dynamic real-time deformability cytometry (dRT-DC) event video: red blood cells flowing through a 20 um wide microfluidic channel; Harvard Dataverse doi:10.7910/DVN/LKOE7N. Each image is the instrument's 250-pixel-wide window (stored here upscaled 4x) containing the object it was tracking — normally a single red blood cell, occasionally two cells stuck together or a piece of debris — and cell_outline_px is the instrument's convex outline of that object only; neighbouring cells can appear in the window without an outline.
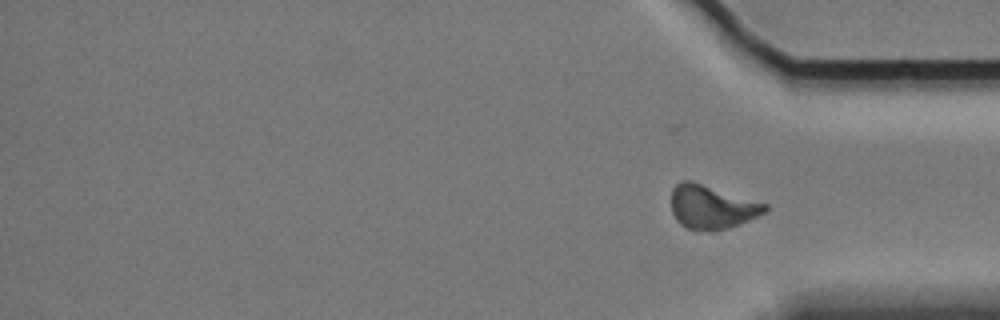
{"species": "Egyptian fruit bat (a non-hibernating species)", "species_latin": "Rousettus aegyptiacus", "temperature_condition": "cold", "stored_images_in_passage": 12, "segment_of_instrument_passage": [2, 2], "camera_frame_rate_fps": 3000, "um_per_image_px": 0.085, "animal": {"sex": "female"}, "frame": {"image": 1, "passage_image": 12, "time_ms": 14.0, "image_size_px": [1000, 320], "cell_outline_px": [[768, 212], [728, 228], [712, 232], [688, 228], [680, 224], [676, 220], [672, 212], [672, 188], [680, 180], [692, 180], [768, 204]], "centroid_in_image_um": [60.5, 17.58], "position_along_channel_um": 374.7, "area_um2": 24.1}}